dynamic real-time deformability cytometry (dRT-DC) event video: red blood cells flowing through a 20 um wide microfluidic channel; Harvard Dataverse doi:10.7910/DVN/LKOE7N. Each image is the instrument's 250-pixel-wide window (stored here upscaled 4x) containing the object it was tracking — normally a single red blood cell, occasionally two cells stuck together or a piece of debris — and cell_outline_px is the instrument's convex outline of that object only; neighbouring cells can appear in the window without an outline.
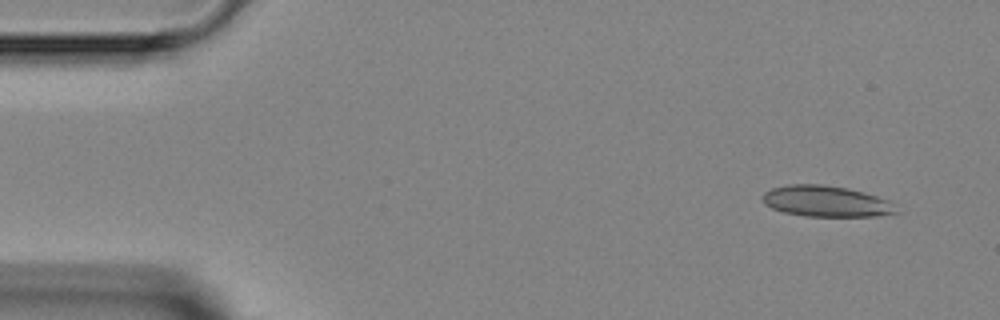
{"species": "Egyptian fruit bat (a non-hibernating species)", "species_latin": "Rousettus aegyptiacus", "temperature_condition": "room temperature", "stored_images_in_passage": 4, "segment_of_instrument_passage": [1, 2], "camera_frame_rate_fps": 3000, "um_per_image_px": 0.085, "animal": {"sex": "female"}, "frame": {"image": 1, "passage_image": 1, "time_ms": 0.0, "image_size_px": [1000, 320], "cell_outline_px": [[900, 212], [876, 216], [804, 216], [784, 212], [772, 208], [764, 204], [764, 192], [772, 188], [788, 184], [820, 184], [848, 188], [864, 192], [876, 196], [884, 200]], "centroid_in_image_um": [70.17, 17.1], "position_along_channel_um": 14.8, "area_um2": 23.81}}
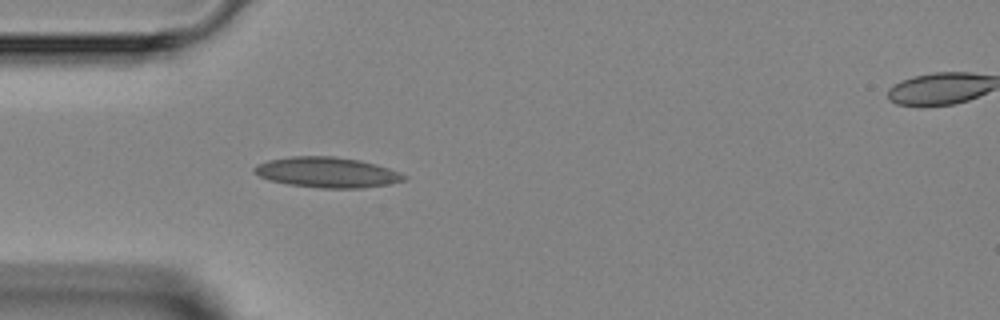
{"frame": {"image": 2, "passage_image": 3, "time_ms": 3.333, "image_size_px": [1000, 320], "cell_outline_px": [[408, 180], [388, 184], [360, 188], [320, 188], [288, 184], [268, 180], [252, 172], [252, 168], [256, 164], [268, 160], [292, 156], [332, 156], [360, 160], [376, 164], [400, 172], [408, 176]], "centroid_in_image_um": [27.79, 14.65], "position_along_channel_um": 57.2, "area_um2": 26.7}}